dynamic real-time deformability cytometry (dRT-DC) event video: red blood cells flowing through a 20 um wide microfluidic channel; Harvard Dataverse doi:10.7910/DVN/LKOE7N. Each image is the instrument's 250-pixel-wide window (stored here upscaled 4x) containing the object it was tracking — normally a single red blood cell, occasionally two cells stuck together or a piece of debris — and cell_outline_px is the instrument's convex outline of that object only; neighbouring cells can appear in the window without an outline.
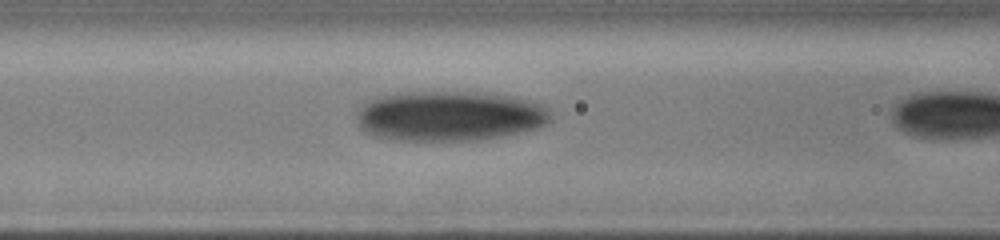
{"species": "human", "species_latin": "Homo sapiens", "temperature_condition": "cold", "stored_images_in_passage": 7, "camera_frame_rate_fps": 3000, "um_per_image_px": 0.085, "donor": {"sex": "male"}, "frame": {"image": 1, "passage_image": 6, "time_ms": 1.667, "image_size_px": [1000, 240], "cell_outline_px": [[552, 120], [536, 128], [504, 136], [480, 140], [392, 140], [372, 136], [360, 128], [356, 116], [356, 112], [368, 100], [376, 96], [404, 92], [484, 92], [508, 96], [528, 100], [544, 104], [552, 112]], "centroid_in_image_um": [38.2, 9.86], "position_along_channel_um": 128.4, "area_um2": 57.16}}